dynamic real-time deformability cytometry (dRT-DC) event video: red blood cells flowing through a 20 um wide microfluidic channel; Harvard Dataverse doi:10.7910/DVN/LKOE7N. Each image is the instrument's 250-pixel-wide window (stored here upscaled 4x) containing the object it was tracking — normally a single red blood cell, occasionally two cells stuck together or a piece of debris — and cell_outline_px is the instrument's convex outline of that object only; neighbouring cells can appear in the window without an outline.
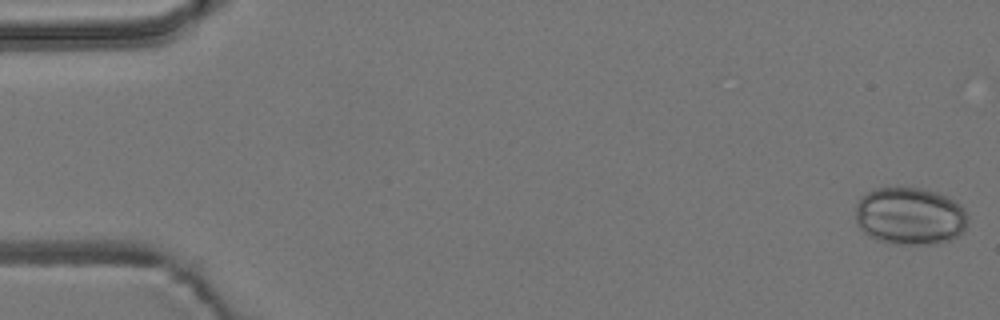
{"species": "common noctule bat (a hibernating species)", "species_latin": "Nyctalus noctula", "temperature_condition": "room temperature", "stored_images_in_passage": 6, "camera_frame_rate_fps": 3000, "um_per_image_px": 0.085, "animal": {"sex": "male", "body_mass_g": 19.2, "forearm_length_mm": 51.8}, "frame": {"image": 1, "passage_image": 1, "time_ms": 0.0, "image_size_px": [1000, 320], "cell_outline_px": [[968, 220], [964, 232], [952, 240], [940, 244], [888, 244], [876, 240], [864, 232], [860, 228], [856, 220], [856, 204], [860, 196], [872, 188], [896, 184], [924, 188], [936, 192], [960, 204], [964, 208], [968, 216]], "centroid_in_image_um": [77.33, 18.33], "position_along_channel_um": 7.7, "area_um2": 39.02}}